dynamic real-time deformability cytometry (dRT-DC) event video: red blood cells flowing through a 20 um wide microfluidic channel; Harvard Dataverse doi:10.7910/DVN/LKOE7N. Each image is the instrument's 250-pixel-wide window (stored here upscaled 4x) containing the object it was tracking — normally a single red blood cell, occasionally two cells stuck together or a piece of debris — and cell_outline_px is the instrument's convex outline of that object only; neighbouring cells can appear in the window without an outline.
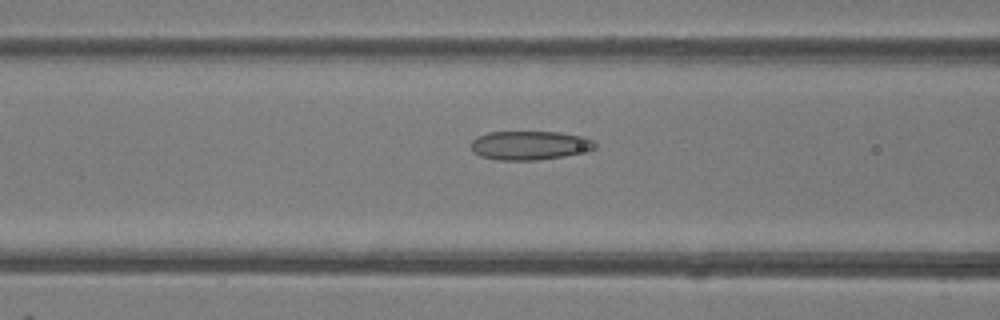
{"species": "common noctule bat (a hibernating species)", "species_latin": "Nyctalus noctula", "temperature_condition": "room temperature", "stored_images_in_passage": 45, "camera_frame_rate_fps": 3000, "um_per_image_px": 0.085, "animal": {"sex": "female"}, "frame": {"image": 1, "passage_image": 16, "time_ms": 5.0, "image_size_px": [1000, 320], "cell_outline_px": [[596, 148], [588, 152], [564, 156], [536, 160], [500, 160], [480, 156], [472, 152], [472, 140], [476, 136], [488, 132], [560, 132], [584, 136], [596, 140]], "centroid_in_image_um": [45.08, 12.35], "position_along_channel_um": 121.5, "area_um2": 21.21}}
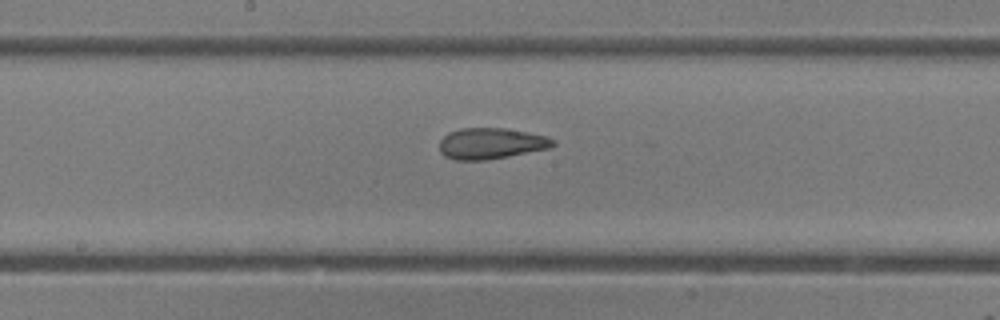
{"frame": {"image": 2, "passage_image": 22, "time_ms": 7.0, "image_size_px": [1000, 320], "cell_outline_px": [[556, 144], [548, 148], [508, 156], [484, 160], [456, 160], [444, 156], [440, 152], [440, 140], [448, 132], [460, 128], [504, 128], [528, 132], [548, 136], [556, 140]], "centroid_in_image_um": [41.73, 12.18], "position_along_channel_um": 206.5, "area_um2": 20.58}}
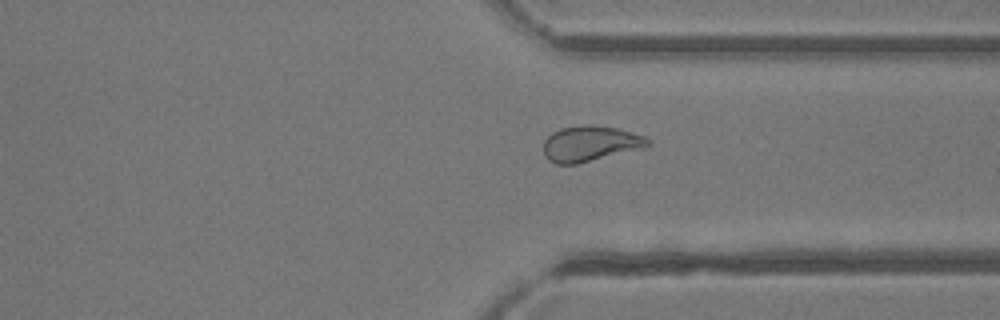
{"frame": {"image": 3, "passage_image": 33, "time_ms": 10.667, "image_size_px": [1000, 320], "cell_outline_px": [[652, 144], [648, 148], [576, 164], [556, 164], [548, 160], [544, 156], [544, 140], [552, 132], [560, 128], [584, 124], [592, 124], [616, 128], [644, 136]], "centroid_in_image_um": [50.19, 12.21], "position_along_channel_um": 361.2, "area_um2": 21.96}, "authors_computed_cell_mechanics": {"area_um2": 22.8888, "velocity_mm_per_s": 4.2215, "shape_relaxation_time_tau1_ms": null, "shape_relaxation_time_tau2_ms": 1.5366, "deformation_change_tau1": null, "deformation_change_tau2": 0.0906}}